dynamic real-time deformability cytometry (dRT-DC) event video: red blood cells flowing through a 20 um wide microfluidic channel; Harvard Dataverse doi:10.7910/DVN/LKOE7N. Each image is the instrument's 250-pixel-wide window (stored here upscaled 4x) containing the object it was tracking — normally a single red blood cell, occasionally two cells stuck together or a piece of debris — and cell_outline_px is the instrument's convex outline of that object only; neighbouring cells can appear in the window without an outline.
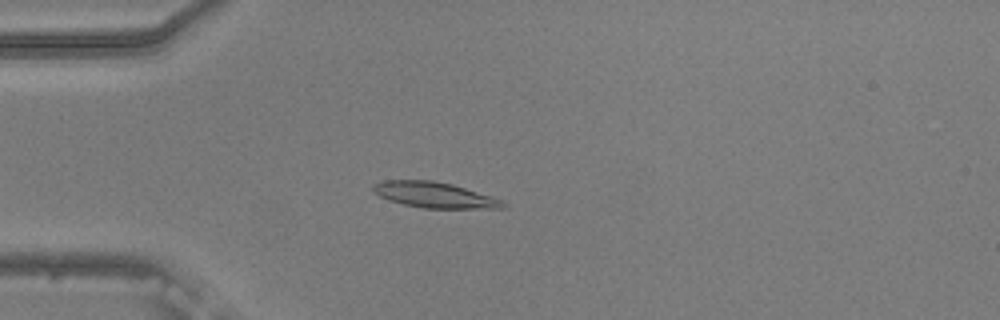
{"species": "common noctule bat (a hibernating species)", "species_latin": "Nyctalus noctula", "temperature_condition": "warm", "stored_images_in_passage": 53, "camera_frame_rate_fps": 3000, "um_per_image_px": 0.085, "animal": {"sex": "male", "body_mass_g": 20.5, "forearm_length_mm": 52.5}, "frame": {"image": 1, "passage_image": 14, "time_ms": 4.333, "image_size_px": [1000, 320], "cell_outline_px": [[508, 204], [504, 208], [424, 208], [404, 204], [388, 200], [372, 192], [372, 184], [384, 180], [432, 180], [452, 184], [492, 196], [504, 200]], "centroid_in_image_um": [36.93, 16.56], "position_along_channel_um": 48.1, "area_um2": 19.54}}
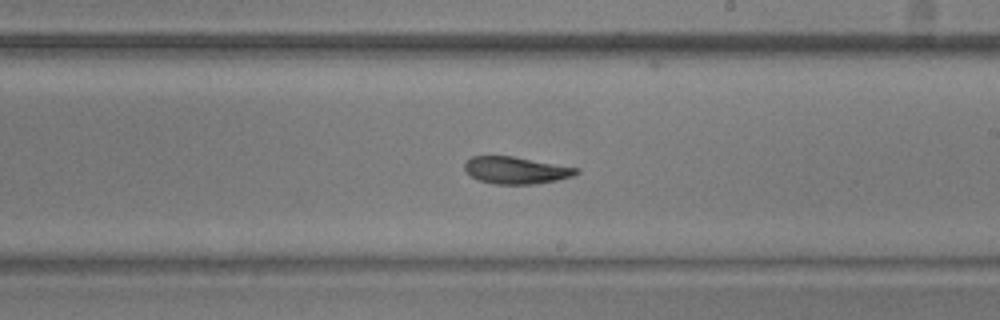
{"frame": {"image": 2, "passage_image": 31, "time_ms": 10.0, "image_size_px": [1000, 320], "cell_outline_px": [[580, 172], [572, 176], [556, 180], [536, 184], [492, 184], [476, 180], [464, 168], [464, 164], [472, 156], [512, 156], [580, 168]], "centroid_in_image_um": [43.86, 14.48], "position_along_channel_um": 245.1, "area_um2": 17.63}}
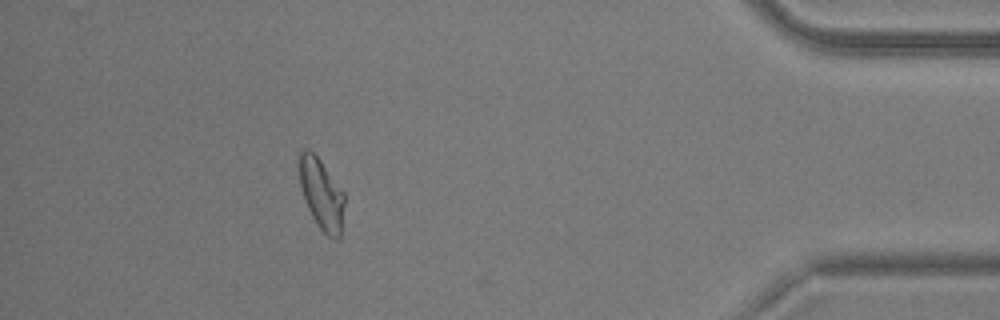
{"frame": {"image": 3, "passage_image": 48, "time_ms": 15.667, "image_size_px": [1000, 320], "cell_outline_px": [[344, 204], [340, 236], [336, 240], [328, 236], [316, 224], [308, 208], [300, 188], [296, 164], [296, 152], [300, 148], [308, 148], [320, 160], [344, 192]], "centroid_in_image_um": [27.25, 16.4], "position_along_channel_um": 408.0, "area_um2": 19.19}, "authors_computed_cell_mechanics": {"area_um2": 18.5538, "velocity_mm_per_s": 3.7377, "shape_relaxation_time_tau1_ms": 4.8853, "shape_relaxation_time_tau2_ms": 1.8596, "deformation_change_tau1": 0.1584, "deformation_change_tau2": 0.0745}}